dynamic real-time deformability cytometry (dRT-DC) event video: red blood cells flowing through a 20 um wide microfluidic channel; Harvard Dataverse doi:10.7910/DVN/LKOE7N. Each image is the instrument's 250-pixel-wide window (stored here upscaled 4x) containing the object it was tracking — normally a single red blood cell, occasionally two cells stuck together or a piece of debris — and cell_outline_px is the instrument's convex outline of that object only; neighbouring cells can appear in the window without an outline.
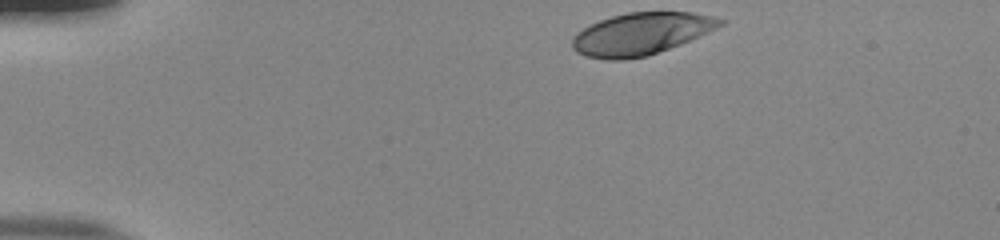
{"species": "human", "species_latin": "Homo sapiens", "temperature_condition": "room temperature", "stored_images_in_passage": 37, "camera_frame_rate_fps": 3000, "um_per_image_px": 0.085, "donor": {"sex": "male"}, "frame": {"image": 1, "passage_image": 1, "time_ms": 0.0, "image_size_px": [1000, 240], "cell_outline_px": [[724, 24], [716, 28], [680, 44], [648, 56], [624, 60], [608, 60], [588, 56], [576, 52], [572, 48], [572, 40], [584, 28], [600, 20], [612, 16], [628, 12], [692, 12], [724, 20]], "centroid_in_image_um": [54.48, 2.88], "position_along_channel_um": 30.5, "area_um2": 35.78}}
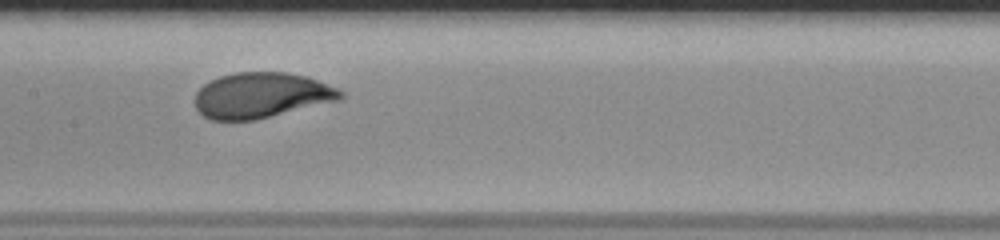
{"frame": {"image": 2, "passage_image": 19, "time_ms": 6.0, "image_size_px": [1000, 240], "cell_outline_px": [[344, 96], [340, 100], [256, 120], [212, 120], [204, 116], [196, 108], [196, 92], [204, 84], [220, 76], [236, 72], [288, 72], [308, 76], [336, 88], [344, 92]], "centroid_in_image_um": [22.24, 8.1], "position_along_channel_um": 185.2, "area_um2": 38.61}}
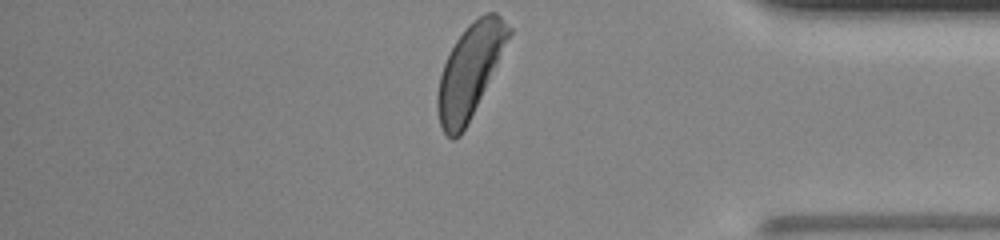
{"frame": {"image": 3, "passage_image": 37, "time_ms": 12.0, "image_size_px": [1000, 240], "cell_outline_px": [[512, 32], [460, 136], [452, 140], [444, 132], [440, 124], [436, 108], [436, 96], [440, 76], [444, 64], [456, 40], [468, 24], [484, 12], [496, 12], [512, 28]], "centroid_in_image_um": [39.91, 5.98], "position_along_channel_um": 395.3, "area_um2": 37.22}, "authors_computed_cell_mechanics": {"area_um2": 37.6278, "velocity_mm_per_s": 3.8316, "shape_relaxation_time_tau1_ms": 2.007, "shape_relaxation_time_tau2_ms": null, "deformation_change_tau1": 0.1529, "deformation_change_tau2": null}}